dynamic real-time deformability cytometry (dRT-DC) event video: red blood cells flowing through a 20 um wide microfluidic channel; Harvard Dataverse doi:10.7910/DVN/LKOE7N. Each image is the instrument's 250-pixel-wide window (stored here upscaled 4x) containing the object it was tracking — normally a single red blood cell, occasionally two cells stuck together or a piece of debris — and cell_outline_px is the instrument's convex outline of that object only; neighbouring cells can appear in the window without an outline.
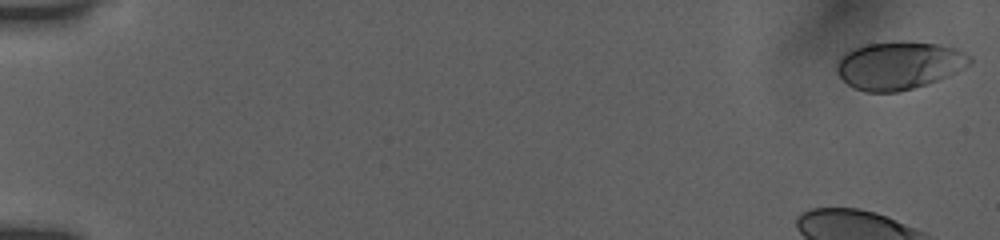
{"species": "human", "species_latin": "Homo sapiens", "temperature_condition": "room temperature", "stored_images_in_passage": 53, "camera_frame_rate_fps": 3000, "um_per_image_px": 0.085, "donor": {"sex": "female"}, "frame": {"image": 1, "passage_image": 1, "time_ms": 0.0, "image_size_px": [1000, 240], "cell_outline_px": [[972, 60], [968, 64], [956, 72], [948, 76], [928, 84], [896, 92], [864, 92], [848, 84], [836, 72], [836, 60], [840, 56], [856, 48], [868, 44], [936, 44], [956, 48], [972, 56]], "centroid_in_image_um": [76.41, 5.6], "position_along_channel_um": 8.6, "area_um2": 36.13}, "authors_computed_cell_mechanics": {"area_um2": 38.437, "velocity_mm_per_s": 3.8787, "shape_relaxation_time_tau1_ms": 9.7182, "shape_relaxation_time_tau2_ms": 1.7437, "deformation_change_tau1": 0.2286, "deformation_change_tau2": 0.0729}}